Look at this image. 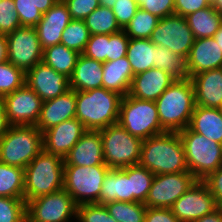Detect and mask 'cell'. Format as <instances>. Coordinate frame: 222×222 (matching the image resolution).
<instances>
[{
	"instance_id": "obj_44",
	"label": "cell",
	"mask_w": 222,
	"mask_h": 222,
	"mask_svg": "<svg viewBox=\"0 0 222 222\" xmlns=\"http://www.w3.org/2000/svg\"><path fill=\"white\" fill-rule=\"evenodd\" d=\"M140 9L158 18L175 14V0H136Z\"/></svg>"
},
{
	"instance_id": "obj_9",
	"label": "cell",
	"mask_w": 222,
	"mask_h": 222,
	"mask_svg": "<svg viewBox=\"0 0 222 222\" xmlns=\"http://www.w3.org/2000/svg\"><path fill=\"white\" fill-rule=\"evenodd\" d=\"M109 170L107 165H64L63 188L71 195L77 206L100 203L101 187Z\"/></svg>"
},
{
	"instance_id": "obj_19",
	"label": "cell",
	"mask_w": 222,
	"mask_h": 222,
	"mask_svg": "<svg viewBox=\"0 0 222 222\" xmlns=\"http://www.w3.org/2000/svg\"><path fill=\"white\" fill-rule=\"evenodd\" d=\"M64 165L95 166L106 165L103 158V144L100 130H86L76 145L63 159Z\"/></svg>"
},
{
	"instance_id": "obj_31",
	"label": "cell",
	"mask_w": 222,
	"mask_h": 222,
	"mask_svg": "<svg viewBox=\"0 0 222 222\" xmlns=\"http://www.w3.org/2000/svg\"><path fill=\"white\" fill-rule=\"evenodd\" d=\"M154 68L166 71L176 80H185L189 78L186 58L180 54L172 52L166 47H155Z\"/></svg>"
},
{
	"instance_id": "obj_55",
	"label": "cell",
	"mask_w": 222,
	"mask_h": 222,
	"mask_svg": "<svg viewBox=\"0 0 222 222\" xmlns=\"http://www.w3.org/2000/svg\"><path fill=\"white\" fill-rule=\"evenodd\" d=\"M213 38L222 51V25L218 28V31L214 34Z\"/></svg>"
},
{
	"instance_id": "obj_23",
	"label": "cell",
	"mask_w": 222,
	"mask_h": 222,
	"mask_svg": "<svg viewBox=\"0 0 222 222\" xmlns=\"http://www.w3.org/2000/svg\"><path fill=\"white\" fill-rule=\"evenodd\" d=\"M190 79L195 105L217 109L222 106V67L201 72Z\"/></svg>"
},
{
	"instance_id": "obj_8",
	"label": "cell",
	"mask_w": 222,
	"mask_h": 222,
	"mask_svg": "<svg viewBox=\"0 0 222 222\" xmlns=\"http://www.w3.org/2000/svg\"><path fill=\"white\" fill-rule=\"evenodd\" d=\"M104 163L110 169L137 165L140 160L142 139L129 134L119 123L100 130Z\"/></svg>"
},
{
	"instance_id": "obj_24",
	"label": "cell",
	"mask_w": 222,
	"mask_h": 222,
	"mask_svg": "<svg viewBox=\"0 0 222 222\" xmlns=\"http://www.w3.org/2000/svg\"><path fill=\"white\" fill-rule=\"evenodd\" d=\"M103 63L83 54L78 56L76 66L70 79V89L87 91L102 87Z\"/></svg>"
},
{
	"instance_id": "obj_51",
	"label": "cell",
	"mask_w": 222,
	"mask_h": 222,
	"mask_svg": "<svg viewBox=\"0 0 222 222\" xmlns=\"http://www.w3.org/2000/svg\"><path fill=\"white\" fill-rule=\"evenodd\" d=\"M10 126L5 113L3 97H0V138L6 134Z\"/></svg>"
},
{
	"instance_id": "obj_54",
	"label": "cell",
	"mask_w": 222,
	"mask_h": 222,
	"mask_svg": "<svg viewBox=\"0 0 222 222\" xmlns=\"http://www.w3.org/2000/svg\"><path fill=\"white\" fill-rule=\"evenodd\" d=\"M7 61L6 35L0 34V64Z\"/></svg>"
},
{
	"instance_id": "obj_21",
	"label": "cell",
	"mask_w": 222,
	"mask_h": 222,
	"mask_svg": "<svg viewBox=\"0 0 222 222\" xmlns=\"http://www.w3.org/2000/svg\"><path fill=\"white\" fill-rule=\"evenodd\" d=\"M176 79L159 68H150L133 76L129 95L131 97L156 101Z\"/></svg>"
},
{
	"instance_id": "obj_48",
	"label": "cell",
	"mask_w": 222,
	"mask_h": 222,
	"mask_svg": "<svg viewBox=\"0 0 222 222\" xmlns=\"http://www.w3.org/2000/svg\"><path fill=\"white\" fill-rule=\"evenodd\" d=\"M202 181L208 186L217 205L222 207V165Z\"/></svg>"
},
{
	"instance_id": "obj_41",
	"label": "cell",
	"mask_w": 222,
	"mask_h": 222,
	"mask_svg": "<svg viewBox=\"0 0 222 222\" xmlns=\"http://www.w3.org/2000/svg\"><path fill=\"white\" fill-rule=\"evenodd\" d=\"M22 27L14 0L0 1V34L8 35Z\"/></svg>"
},
{
	"instance_id": "obj_18",
	"label": "cell",
	"mask_w": 222,
	"mask_h": 222,
	"mask_svg": "<svg viewBox=\"0 0 222 222\" xmlns=\"http://www.w3.org/2000/svg\"><path fill=\"white\" fill-rule=\"evenodd\" d=\"M72 20L67 6L62 0L43 13L42 18L34 27L42 50L61 44V36L66 26Z\"/></svg>"
},
{
	"instance_id": "obj_47",
	"label": "cell",
	"mask_w": 222,
	"mask_h": 222,
	"mask_svg": "<svg viewBox=\"0 0 222 222\" xmlns=\"http://www.w3.org/2000/svg\"><path fill=\"white\" fill-rule=\"evenodd\" d=\"M129 39L124 30L109 35L108 61L126 56Z\"/></svg>"
},
{
	"instance_id": "obj_20",
	"label": "cell",
	"mask_w": 222,
	"mask_h": 222,
	"mask_svg": "<svg viewBox=\"0 0 222 222\" xmlns=\"http://www.w3.org/2000/svg\"><path fill=\"white\" fill-rule=\"evenodd\" d=\"M75 113L76 91L69 89L64 94L42 103L41 113L35 126L43 133L65 120L75 118Z\"/></svg>"
},
{
	"instance_id": "obj_45",
	"label": "cell",
	"mask_w": 222,
	"mask_h": 222,
	"mask_svg": "<svg viewBox=\"0 0 222 222\" xmlns=\"http://www.w3.org/2000/svg\"><path fill=\"white\" fill-rule=\"evenodd\" d=\"M139 6L136 0H116L112 11L116 17L117 23L122 30L129 24L130 20L136 14Z\"/></svg>"
},
{
	"instance_id": "obj_26",
	"label": "cell",
	"mask_w": 222,
	"mask_h": 222,
	"mask_svg": "<svg viewBox=\"0 0 222 222\" xmlns=\"http://www.w3.org/2000/svg\"><path fill=\"white\" fill-rule=\"evenodd\" d=\"M114 201L133 202L128 167L110 169L104 177L99 204L105 205Z\"/></svg>"
},
{
	"instance_id": "obj_30",
	"label": "cell",
	"mask_w": 222,
	"mask_h": 222,
	"mask_svg": "<svg viewBox=\"0 0 222 222\" xmlns=\"http://www.w3.org/2000/svg\"><path fill=\"white\" fill-rule=\"evenodd\" d=\"M80 54L63 44L53 45L43 50L42 61L56 72L71 77Z\"/></svg>"
},
{
	"instance_id": "obj_28",
	"label": "cell",
	"mask_w": 222,
	"mask_h": 222,
	"mask_svg": "<svg viewBox=\"0 0 222 222\" xmlns=\"http://www.w3.org/2000/svg\"><path fill=\"white\" fill-rule=\"evenodd\" d=\"M195 39L213 37L222 25V14L212 5L185 16Z\"/></svg>"
},
{
	"instance_id": "obj_40",
	"label": "cell",
	"mask_w": 222,
	"mask_h": 222,
	"mask_svg": "<svg viewBox=\"0 0 222 222\" xmlns=\"http://www.w3.org/2000/svg\"><path fill=\"white\" fill-rule=\"evenodd\" d=\"M78 220V221H77ZM77 222H118L109 214L105 205L99 203L77 206Z\"/></svg>"
},
{
	"instance_id": "obj_56",
	"label": "cell",
	"mask_w": 222,
	"mask_h": 222,
	"mask_svg": "<svg viewBox=\"0 0 222 222\" xmlns=\"http://www.w3.org/2000/svg\"><path fill=\"white\" fill-rule=\"evenodd\" d=\"M211 5L222 14V0H211Z\"/></svg>"
},
{
	"instance_id": "obj_33",
	"label": "cell",
	"mask_w": 222,
	"mask_h": 222,
	"mask_svg": "<svg viewBox=\"0 0 222 222\" xmlns=\"http://www.w3.org/2000/svg\"><path fill=\"white\" fill-rule=\"evenodd\" d=\"M90 35L113 34L121 31L111 8L99 6L85 18Z\"/></svg>"
},
{
	"instance_id": "obj_36",
	"label": "cell",
	"mask_w": 222,
	"mask_h": 222,
	"mask_svg": "<svg viewBox=\"0 0 222 222\" xmlns=\"http://www.w3.org/2000/svg\"><path fill=\"white\" fill-rule=\"evenodd\" d=\"M160 18L138 9L124 31L130 39H149Z\"/></svg>"
},
{
	"instance_id": "obj_15",
	"label": "cell",
	"mask_w": 222,
	"mask_h": 222,
	"mask_svg": "<svg viewBox=\"0 0 222 222\" xmlns=\"http://www.w3.org/2000/svg\"><path fill=\"white\" fill-rule=\"evenodd\" d=\"M219 206L208 186L197 180L171 207L180 222H193L213 212Z\"/></svg>"
},
{
	"instance_id": "obj_53",
	"label": "cell",
	"mask_w": 222,
	"mask_h": 222,
	"mask_svg": "<svg viewBox=\"0 0 222 222\" xmlns=\"http://www.w3.org/2000/svg\"><path fill=\"white\" fill-rule=\"evenodd\" d=\"M58 0H36L37 9L43 14L52 8Z\"/></svg>"
},
{
	"instance_id": "obj_12",
	"label": "cell",
	"mask_w": 222,
	"mask_h": 222,
	"mask_svg": "<svg viewBox=\"0 0 222 222\" xmlns=\"http://www.w3.org/2000/svg\"><path fill=\"white\" fill-rule=\"evenodd\" d=\"M149 39L156 46L166 47L185 58L195 41L185 17L177 14L159 19Z\"/></svg>"
},
{
	"instance_id": "obj_14",
	"label": "cell",
	"mask_w": 222,
	"mask_h": 222,
	"mask_svg": "<svg viewBox=\"0 0 222 222\" xmlns=\"http://www.w3.org/2000/svg\"><path fill=\"white\" fill-rule=\"evenodd\" d=\"M5 113L11 126H35L38 122L43 101L24 84L3 97Z\"/></svg>"
},
{
	"instance_id": "obj_6",
	"label": "cell",
	"mask_w": 222,
	"mask_h": 222,
	"mask_svg": "<svg viewBox=\"0 0 222 222\" xmlns=\"http://www.w3.org/2000/svg\"><path fill=\"white\" fill-rule=\"evenodd\" d=\"M185 150L188 170L197 180H204L222 165V144L192 131L178 132Z\"/></svg>"
},
{
	"instance_id": "obj_27",
	"label": "cell",
	"mask_w": 222,
	"mask_h": 222,
	"mask_svg": "<svg viewBox=\"0 0 222 222\" xmlns=\"http://www.w3.org/2000/svg\"><path fill=\"white\" fill-rule=\"evenodd\" d=\"M188 127L192 131L222 144V114L219 109L195 105Z\"/></svg>"
},
{
	"instance_id": "obj_16",
	"label": "cell",
	"mask_w": 222,
	"mask_h": 222,
	"mask_svg": "<svg viewBox=\"0 0 222 222\" xmlns=\"http://www.w3.org/2000/svg\"><path fill=\"white\" fill-rule=\"evenodd\" d=\"M25 84H27L43 102L54 99L70 89L69 77L56 72L43 61L37 63L26 72Z\"/></svg>"
},
{
	"instance_id": "obj_11",
	"label": "cell",
	"mask_w": 222,
	"mask_h": 222,
	"mask_svg": "<svg viewBox=\"0 0 222 222\" xmlns=\"http://www.w3.org/2000/svg\"><path fill=\"white\" fill-rule=\"evenodd\" d=\"M7 61L25 73L42 62L43 50L34 27L22 26L6 35Z\"/></svg>"
},
{
	"instance_id": "obj_1",
	"label": "cell",
	"mask_w": 222,
	"mask_h": 222,
	"mask_svg": "<svg viewBox=\"0 0 222 222\" xmlns=\"http://www.w3.org/2000/svg\"><path fill=\"white\" fill-rule=\"evenodd\" d=\"M138 164L154 175L189 171L178 132H164L144 139Z\"/></svg>"
},
{
	"instance_id": "obj_46",
	"label": "cell",
	"mask_w": 222,
	"mask_h": 222,
	"mask_svg": "<svg viewBox=\"0 0 222 222\" xmlns=\"http://www.w3.org/2000/svg\"><path fill=\"white\" fill-rule=\"evenodd\" d=\"M67 6L72 19L85 20L96 8L100 0H62Z\"/></svg>"
},
{
	"instance_id": "obj_13",
	"label": "cell",
	"mask_w": 222,
	"mask_h": 222,
	"mask_svg": "<svg viewBox=\"0 0 222 222\" xmlns=\"http://www.w3.org/2000/svg\"><path fill=\"white\" fill-rule=\"evenodd\" d=\"M196 181L189 171L155 175L144 204L152 208H171Z\"/></svg>"
},
{
	"instance_id": "obj_10",
	"label": "cell",
	"mask_w": 222,
	"mask_h": 222,
	"mask_svg": "<svg viewBox=\"0 0 222 222\" xmlns=\"http://www.w3.org/2000/svg\"><path fill=\"white\" fill-rule=\"evenodd\" d=\"M76 214L77 205L64 188L26 202V222H72Z\"/></svg>"
},
{
	"instance_id": "obj_32",
	"label": "cell",
	"mask_w": 222,
	"mask_h": 222,
	"mask_svg": "<svg viewBox=\"0 0 222 222\" xmlns=\"http://www.w3.org/2000/svg\"><path fill=\"white\" fill-rule=\"evenodd\" d=\"M0 197L24 198V169L0 162Z\"/></svg>"
},
{
	"instance_id": "obj_57",
	"label": "cell",
	"mask_w": 222,
	"mask_h": 222,
	"mask_svg": "<svg viewBox=\"0 0 222 222\" xmlns=\"http://www.w3.org/2000/svg\"><path fill=\"white\" fill-rule=\"evenodd\" d=\"M115 2H116V0H100V5L112 9Z\"/></svg>"
},
{
	"instance_id": "obj_7",
	"label": "cell",
	"mask_w": 222,
	"mask_h": 222,
	"mask_svg": "<svg viewBox=\"0 0 222 222\" xmlns=\"http://www.w3.org/2000/svg\"><path fill=\"white\" fill-rule=\"evenodd\" d=\"M118 123L131 135L148 139L166 132L160 124L155 101L122 97Z\"/></svg>"
},
{
	"instance_id": "obj_22",
	"label": "cell",
	"mask_w": 222,
	"mask_h": 222,
	"mask_svg": "<svg viewBox=\"0 0 222 222\" xmlns=\"http://www.w3.org/2000/svg\"><path fill=\"white\" fill-rule=\"evenodd\" d=\"M189 78L222 67V51L213 37L195 39L186 58Z\"/></svg>"
},
{
	"instance_id": "obj_29",
	"label": "cell",
	"mask_w": 222,
	"mask_h": 222,
	"mask_svg": "<svg viewBox=\"0 0 222 222\" xmlns=\"http://www.w3.org/2000/svg\"><path fill=\"white\" fill-rule=\"evenodd\" d=\"M155 47L150 39H129L126 57L134 76L154 67Z\"/></svg>"
},
{
	"instance_id": "obj_49",
	"label": "cell",
	"mask_w": 222,
	"mask_h": 222,
	"mask_svg": "<svg viewBox=\"0 0 222 222\" xmlns=\"http://www.w3.org/2000/svg\"><path fill=\"white\" fill-rule=\"evenodd\" d=\"M211 5V0H175V14L187 16Z\"/></svg>"
},
{
	"instance_id": "obj_35",
	"label": "cell",
	"mask_w": 222,
	"mask_h": 222,
	"mask_svg": "<svg viewBox=\"0 0 222 222\" xmlns=\"http://www.w3.org/2000/svg\"><path fill=\"white\" fill-rule=\"evenodd\" d=\"M155 175L141 165L128 166V179L130 180L133 202L145 203L148 192Z\"/></svg>"
},
{
	"instance_id": "obj_17",
	"label": "cell",
	"mask_w": 222,
	"mask_h": 222,
	"mask_svg": "<svg viewBox=\"0 0 222 222\" xmlns=\"http://www.w3.org/2000/svg\"><path fill=\"white\" fill-rule=\"evenodd\" d=\"M85 131L77 118L65 120L43 132V149L64 159Z\"/></svg>"
},
{
	"instance_id": "obj_43",
	"label": "cell",
	"mask_w": 222,
	"mask_h": 222,
	"mask_svg": "<svg viewBox=\"0 0 222 222\" xmlns=\"http://www.w3.org/2000/svg\"><path fill=\"white\" fill-rule=\"evenodd\" d=\"M16 12L21 26L35 27L42 18V13L36 7V0H14Z\"/></svg>"
},
{
	"instance_id": "obj_38",
	"label": "cell",
	"mask_w": 222,
	"mask_h": 222,
	"mask_svg": "<svg viewBox=\"0 0 222 222\" xmlns=\"http://www.w3.org/2000/svg\"><path fill=\"white\" fill-rule=\"evenodd\" d=\"M26 73L8 61L0 64V97L14 92L25 84Z\"/></svg>"
},
{
	"instance_id": "obj_50",
	"label": "cell",
	"mask_w": 222,
	"mask_h": 222,
	"mask_svg": "<svg viewBox=\"0 0 222 222\" xmlns=\"http://www.w3.org/2000/svg\"><path fill=\"white\" fill-rule=\"evenodd\" d=\"M144 222H180L171 208L147 207Z\"/></svg>"
},
{
	"instance_id": "obj_5",
	"label": "cell",
	"mask_w": 222,
	"mask_h": 222,
	"mask_svg": "<svg viewBox=\"0 0 222 222\" xmlns=\"http://www.w3.org/2000/svg\"><path fill=\"white\" fill-rule=\"evenodd\" d=\"M43 150V133L36 126H10L0 138V162L25 167Z\"/></svg>"
},
{
	"instance_id": "obj_37",
	"label": "cell",
	"mask_w": 222,
	"mask_h": 222,
	"mask_svg": "<svg viewBox=\"0 0 222 222\" xmlns=\"http://www.w3.org/2000/svg\"><path fill=\"white\" fill-rule=\"evenodd\" d=\"M89 38L90 32L85 21L72 19L62 33L61 44L82 54Z\"/></svg>"
},
{
	"instance_id": "obj_3",
	"label": "cell",
	"mask_w": 222,
	"mask_h": 222,
	"mask_svg": "<svg viewBox=\"0 0 222 222\" xmlns=\"http://www.w3.org/2000/svg\"><path fill=\"white\" fill-rule=\"evenodd\" d=\"M161 127L179 132L189 126L195 108L194 87L190 78L176 80L155 101Z\"/></svg>"
},
{
	"instance_id": "obj_52",
	"label": "cell",
	"mask_w": 222,
	"mask_h": 222,
	"mask_svg": "<svg viewBox=\"0 0 222 222\" xmlns=\"http://www.w3.org/2000/svg\"><path fill=\"white\" fill-rule=\"evenodd\" d=\"M193 222H222V207L219 206L213 212L206 214Z\"/></svg>"
},
{
	"instance_id": "obj_2",
	"label": "cell",
	"mask_w": 222,
	"mask_h": 222,
	"mask_svg": "<svg viewBox=\"0 0 222 222\" xmlns=\"http://www.w3.org/2000/svg\"><path fill=\"white\" fill-rule=\"evenodd\" d=\"M122 95L103 87L76 91L77 118L86 130H101L118 123Z\"/></svg>"
},
{
	"instance_id": "obj_34",
	"label": "cell",
	"mask_w": 222,
	"mask_h": 222,
	"mask_svg": "<svg viewBox=\"0 0 222 222\" xmlns=\"http://www.w3.org/2000/svg\"><path fill=\"white\" fill-rule=\"evenodd\" d=\"M105 207L118 222H144L147 210L142 202L114 201L105 204Z\"/></svg>"
},
{
	"instance_id": "obj_25",
	"label": "cell",
	"mask_w": 222,
	"mask_h": 222,
	"mask_svg": "<svg viewBox=\"0 0 222 222\" xmlns=\"http://www.w3.org/2000/svg\"><path fill=\"white\" fill-rule=\"evenodd\" d=\"M102 87L117 92L123 97L131 88L133 72L126 56L103 63Z\"/></svg>"
},
{
	"instance_id": "obj_42",
	"label": "cell",
	"mask_w": 222,
	"mask_h": 222,
	"mask_svg": "<svg viewBox=\"0 0 222 222\" xmlns=\"http://www.w3.org/2000/svg\"><path fill=\"white\" fill-rule=\"evenodd\" d=\"M108 43V34L90 35L82 54L102 63L108 62Z\"/></svg>"
},
{
	"instance_id": "obj_39",
	"label": "cell",
	"mask_w": 222,
	"mask_h": 222,
	"mask_svg": "<svg viewBox=\"0 0 222 222\" xmlns=\"http://www.w3.org/2000/svg\"><path fill=\"white\" fill-rule=\"evenodd\" d=\"M0 222H26L24 198L0 197Z\"/></svg>"
},
{
	"instance_id": "obj_4",
	"label": "cell",
	"mask_w": 222,
	"mask_h": 222,
	"mask_svg": "<svg viewBox=\"0 0 222 222\" xmlns=\"http://www.w3.org/2000/svg\"><path fill=\"white\" fill-rule=\"evenodd\" d=\"M64 187V161L44 149L24 169V200L57 192Z\"/></svg>"
}]
</instances>
